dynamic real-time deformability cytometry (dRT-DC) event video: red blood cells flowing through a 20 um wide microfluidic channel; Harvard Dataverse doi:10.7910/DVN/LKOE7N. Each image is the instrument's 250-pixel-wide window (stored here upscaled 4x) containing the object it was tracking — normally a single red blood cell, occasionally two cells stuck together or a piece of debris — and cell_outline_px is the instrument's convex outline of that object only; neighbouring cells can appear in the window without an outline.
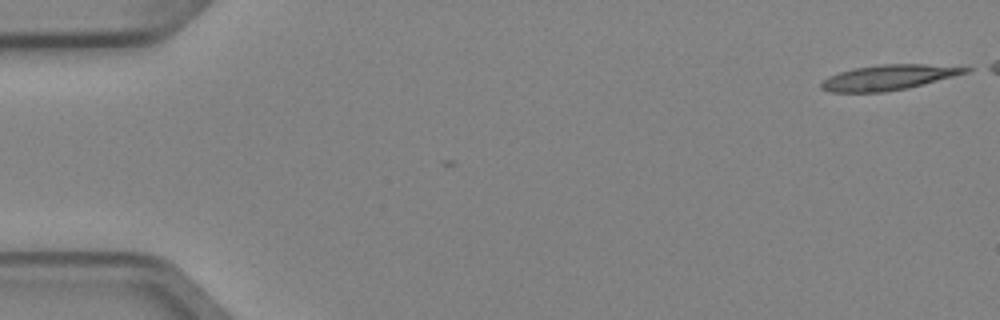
{"species": "Egyptian fruit bat (a non-hibernating species)", "species_latin": "Rousettus aegyptiacus", "temperature_condition": "cold", "stored_images_in_passage": 2, "camera_frame_rate_fps": 3000, "um_per_image_px": 0.085, "animal": {"sex": "female"}, "frame": {"image": 1, "passage_image": 1, "time_ms": 0.0, "image_size_px": [1000, 320], "cell_outline_px": [[972, 68], [968, 72], [908, 88], [884, 92], [828, 92], [820, 88], [820, 84], [828, 76], [852, 68], [880, 64], [924, 64]], "centroid_in_image_um": [75.46, 6.58], "position_along_channel_um": 9.5, "area_um2": 21.04}}